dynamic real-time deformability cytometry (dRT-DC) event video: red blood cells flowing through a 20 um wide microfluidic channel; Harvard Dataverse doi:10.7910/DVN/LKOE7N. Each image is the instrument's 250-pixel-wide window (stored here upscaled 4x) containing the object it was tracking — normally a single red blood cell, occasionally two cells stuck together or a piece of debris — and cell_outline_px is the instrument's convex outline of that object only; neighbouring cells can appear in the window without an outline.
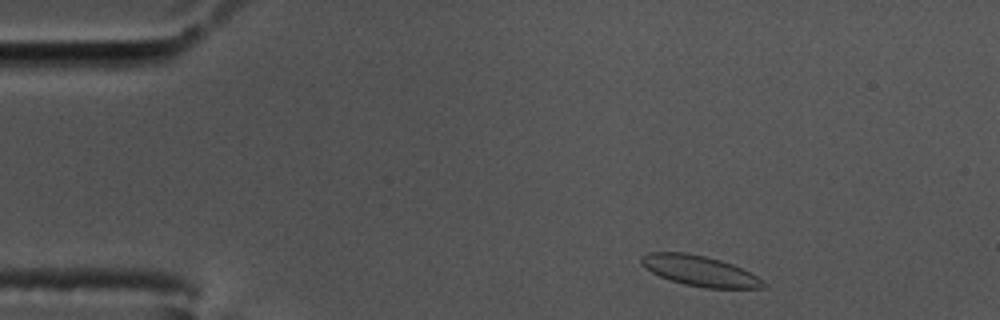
{"species": "common noctule bat (a hibernating species)", "species_latin": "Nyctalus noctula", "temperature_condition": "cold", "stored_images_in_passage": 53, "camera_frame_rate_fps": 3000, "um_per_image_px": 0.085, "animal": {"sex": "male", "body_mass_g": 17.5, "forearm_length_mm": 52.3}, "frame": {"image": 1, "passage_image": 3, "time_ms": 0.667, "image_size_px": [1000, 320], "cell_outline_px": [[768, 284], [764, 288], [704, 288], [684, 284], [660, 276], [644, 268], [640, 264], [640, 256], [648, 252], [688, 252], [720, 260], [732, 264], [764, 280]], "centroid_in_image_um": [59.45, 23.02], "position_along_channel_um": 25.6, "area_um2": 21.68}}
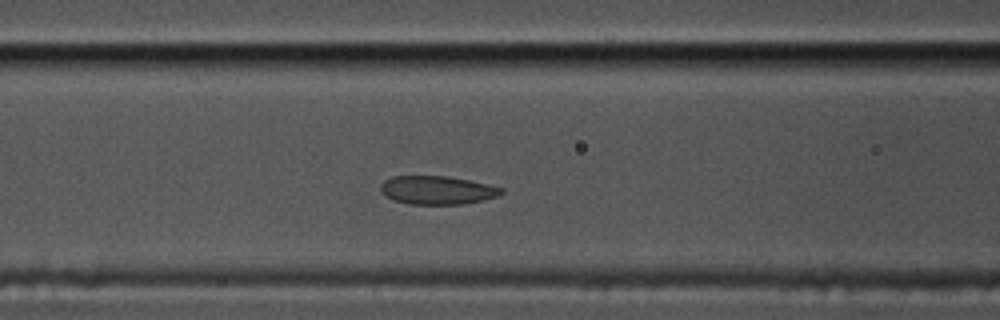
{"frame": {"image": 2, "passage_image": 18, "time_ms": 5.667, "image_size_px": [1000, 320], "cell_outline_px": [[504, 192], [496, 196], [484, 200], [460, 204], [408, 204], [384, 196], [380, 192], [380, 184], [384, 180], [392, 176], [448, 176], [468, 180], [504, 188]], "centroid_in_image_um": [37.12, 16.16], "position_along_channel_um": 129.5, "area_um2": 20.0}}
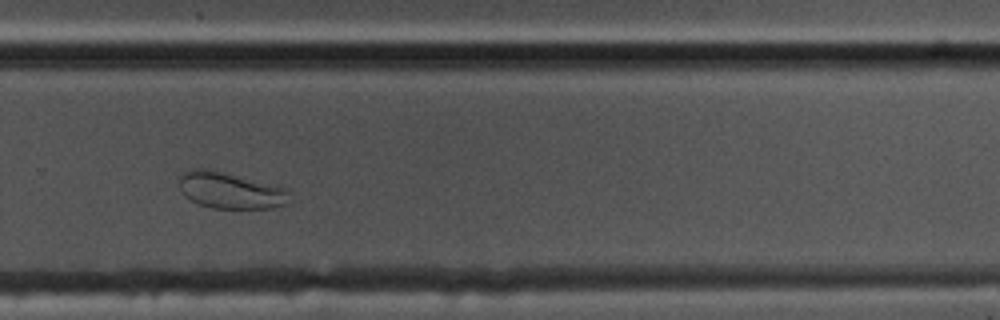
{"frame": {"image": 3, "passage_image": 34, "time_ms": 11.0, "image_size_px": [1000, 320], "cell_outline_px": [[292, 200], [288, 204], [272, 208], [212, 208], [200, 204], [184, 196], [180, 188], [180, 176], [188, 168], [208, 168], [228, 172], [288, 188]], "centroid_in_image_um": [19.63, 16.17], "position_along_channel_um": 310.2, "area_um2": 23.93}}